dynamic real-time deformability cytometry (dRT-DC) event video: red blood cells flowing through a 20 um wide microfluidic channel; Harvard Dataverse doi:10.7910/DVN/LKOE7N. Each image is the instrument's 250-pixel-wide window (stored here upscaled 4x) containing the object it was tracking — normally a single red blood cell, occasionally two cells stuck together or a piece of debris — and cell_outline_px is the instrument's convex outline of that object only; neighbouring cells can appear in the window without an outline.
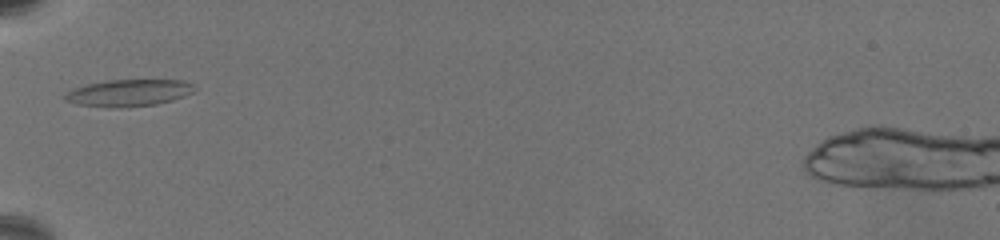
{"species": "common noctule bat (a hibernating species)", "species_latin": "Nyctalus noctula", "temperature_condition": "warm", "stored_images_in_passage": 3, "camera_frame_rate_fps": 3000, "um_per_image_px": 0.085, "animal": {"sex": "female", "body_mass_g": 19.5, "forearm_length_mm": 54.1}, "frame": {"image": 1, "passage_image": 1, "time_ms": 0.0, "image_size_px": [1000, 240], "cell_outline_px": [[196, 88], [192, 92], [184, 96], [172, 100], [156, 104], [80, 104], [64, 100], [64, 96], [68, 92], [76, 88], [88, 84], [108, 80], [180, 80], [192, 84]], "centroid_in_image_um": [11.03, 7.83], "position_along_channel_um": 74.0, "area_um2": 18.79}}